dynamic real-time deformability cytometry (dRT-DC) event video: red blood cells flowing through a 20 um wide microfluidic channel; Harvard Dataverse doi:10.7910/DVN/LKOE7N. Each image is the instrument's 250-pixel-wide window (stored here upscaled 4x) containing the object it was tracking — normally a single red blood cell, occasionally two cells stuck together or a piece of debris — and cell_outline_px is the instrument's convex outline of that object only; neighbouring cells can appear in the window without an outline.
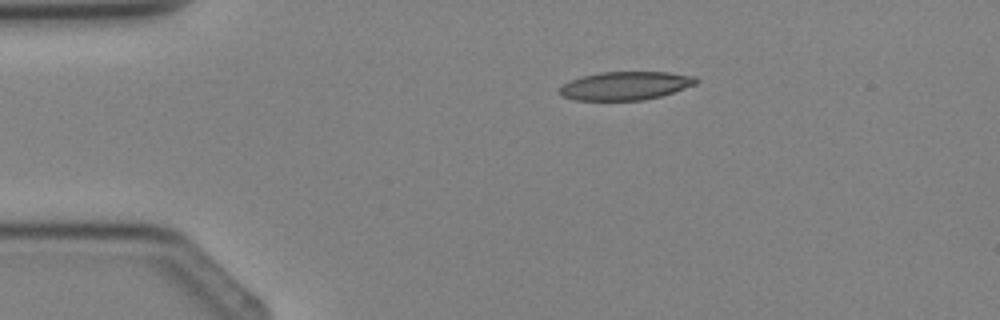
{"species": "Egyptian fruit bat (a non-hibernating species)", "species_latin": "Rousettus aegyptiacus", "temperature_condition": "cold", "stored_images_in_passage": 2, "camera_frame_rate_fps": 3000, "um_per_image_px": 0.085, "animal": {"sex": "female"}, "frame": {"image": 1, "passage_image": 1, "time_ms": 0.0, "image_size_px": [1000, 320], "cell_outline_px": [[700, 80], [696, 84], [660, 96], [644, 100], [576, 100], [564, 96], [560, 92], [560, 88], [564, 84], [580, 76], [600, 72], [668, 72], [696, 76]], "centroid_in_image_um": [53.2, 7.28], "position_along_channel_um": 31.8, "area_um2": 22.43}}